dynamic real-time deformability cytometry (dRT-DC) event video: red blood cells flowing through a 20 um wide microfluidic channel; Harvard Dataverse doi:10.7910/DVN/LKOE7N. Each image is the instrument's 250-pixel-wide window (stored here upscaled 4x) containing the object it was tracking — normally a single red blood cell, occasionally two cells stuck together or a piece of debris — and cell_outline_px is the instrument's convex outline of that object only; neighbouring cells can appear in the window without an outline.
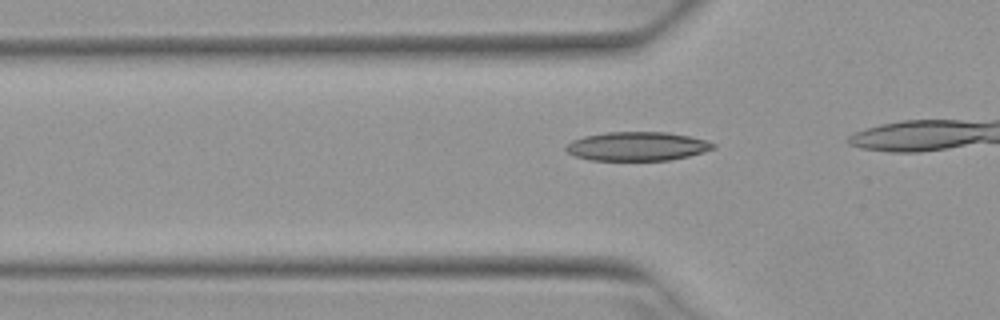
{"species": "Egyptian fruit bat (a non-hibernating species)", "species_latin": "Rousettus aegyptiacus", "temperature_condition": "warm", "stored_images_in_passage": 17, "camera_frame_rate_fps": 3000, "um_per_image_px": 0.085, "animal": {"sex": "female"}, "frame": {"image": 1, "passage_image": 12, "time_ms": 3.667, "image_size_px": [1000, 320], "cell_outline_px": [[716, 148], [704, 152], [688, 156], [668, 160], [592, 160], [576, 156], [568, 152], [564, 148], [572, 140], [584, 136], [608, 132], [668, 132], [708, 140], [716, 144]], "centroid_in_image_um": [54.2, 12.43], "position_along_channel_um": 71.6, "area_um2": 24.74}}